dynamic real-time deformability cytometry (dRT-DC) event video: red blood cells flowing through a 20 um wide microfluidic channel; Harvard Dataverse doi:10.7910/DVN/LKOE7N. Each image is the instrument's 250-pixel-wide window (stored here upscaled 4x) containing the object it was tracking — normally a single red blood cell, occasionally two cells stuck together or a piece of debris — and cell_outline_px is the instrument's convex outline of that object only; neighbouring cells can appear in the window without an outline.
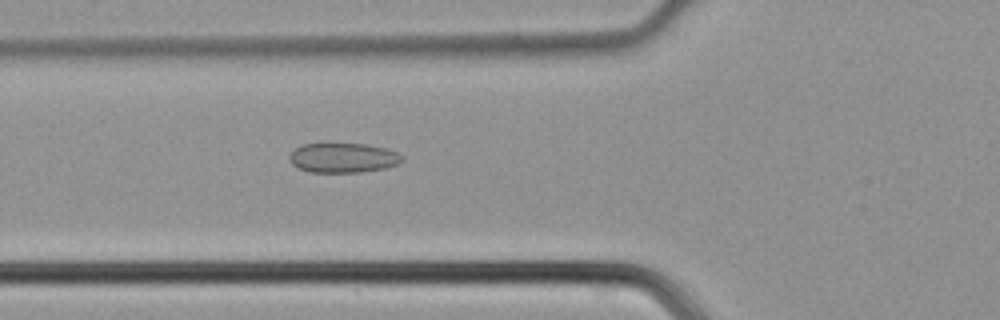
{"species": "common noctule bat (a hibernating species)", "species_latin": "Nyctalus noctula", "temperature_condition": "cold", "stored_images_in_passage": 35, "camera_frame_rate_fps": 3000, "um_per_image_px": 0.085, "animal": {"sex": "male", "body_mass_g": 21.5, "forearm_length_mm": 52.0}, "frame": {"image": 1, "passage_image": 6, "time_ms": 1.667, "image_size_px": [1000, 320], "cell_outline_px": [[404, 160], [400, 164], [384, 168], [360, 172], [308, 172], [296, 168], [288, 160], [288, 156], [296, 148], [304, 144], [368, 144], [388, 148], [404, 156]], "centroid_in_image_um": [29.18, 13.42], "position_along_channel_um": 96.6, "area_um2": 19.71}}
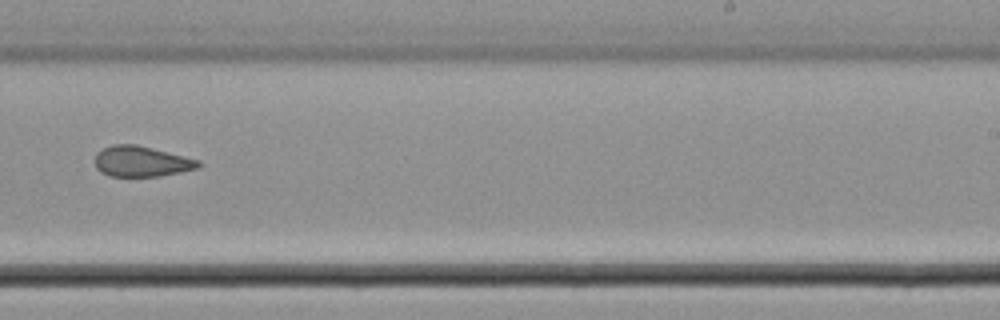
{"frame": {"image": 2, "passage_image": 18, "time_ms": 5.667, "image_size_px": [1000, 320], "cell_outline_px": [[200, 168], [160, 176], [108, 176], [100, 172], [96, 168], [96, 152], [112, 144], [136, 144], [200, 160]], "centroid_in_image_um": [12.01, 13.72], "position_along_channel_um": 277.0, "area_um2": 18.44}}
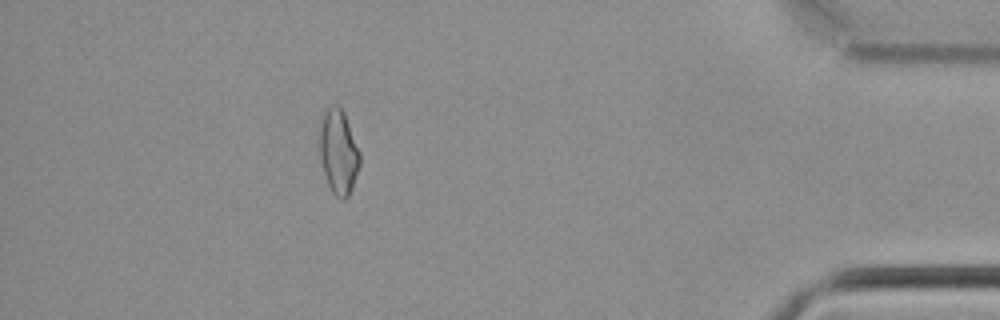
{"frame": {"image": 3, "passage_image": 30, "time_ms": 9.667, "image_size_px": [1000, 320], "cell_outline_px": [[360, 164], [352, 188], [348, 196], [344, 200], [340, 200], [332, 192], [328, 184], [320, 160], [320, 124], [324, 112], [332, 104], [336, 104], [344, 112], [360, 152]], "centroid_in_image_um": [28.77, 12.92], "position_along_channel_um": 406.4, "area_um2": 19.77}}